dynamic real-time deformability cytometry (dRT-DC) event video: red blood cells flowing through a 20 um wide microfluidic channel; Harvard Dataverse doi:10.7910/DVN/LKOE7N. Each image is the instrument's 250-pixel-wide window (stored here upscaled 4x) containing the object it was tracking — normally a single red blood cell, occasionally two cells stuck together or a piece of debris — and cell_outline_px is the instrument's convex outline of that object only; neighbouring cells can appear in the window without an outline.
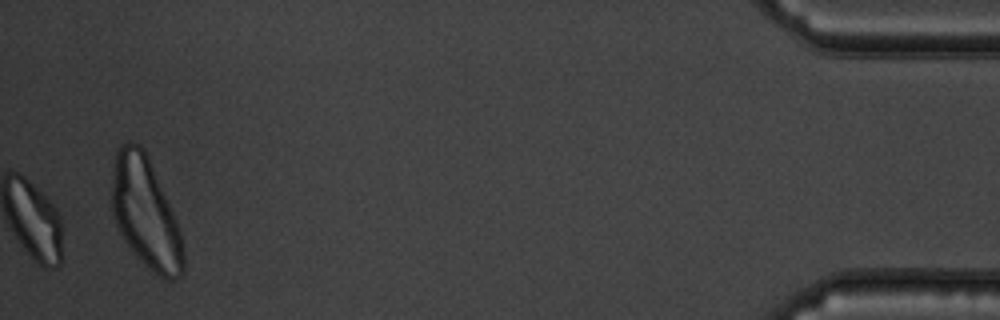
{"species": "common noctule bat (a hibernating species)", "species_latin": "Nyctalus noctula", "temperature_condition": "warm", "stored_images_in_passage": 38, "camera_frame_rate_fps": 3000, "um_per_image_px": 0.085, "animal": {"sex": "male", "body_mass_g": 19.5, "forearm_length_mm": 54.6}, "frame": {"image": 1, "passage_image": 38, "time_ms": 12.333, "image_size_px": [1000, 320], "cell_outline_px": [[184, 268], [180, 276], [176, 280], [164, 280], [148, 268], [124, 240], [116, 224], [112, 212], [112, 184], [116, 148], [120, 144], [128, 140], [140, 144], [144, 148], [148, 156], [176, 220], [180, 232], [184, 252]], "centroid_in_image_um": [12.37, 18.09], "position_along_channel_um": 422.8, "area_um2": 45.89}}